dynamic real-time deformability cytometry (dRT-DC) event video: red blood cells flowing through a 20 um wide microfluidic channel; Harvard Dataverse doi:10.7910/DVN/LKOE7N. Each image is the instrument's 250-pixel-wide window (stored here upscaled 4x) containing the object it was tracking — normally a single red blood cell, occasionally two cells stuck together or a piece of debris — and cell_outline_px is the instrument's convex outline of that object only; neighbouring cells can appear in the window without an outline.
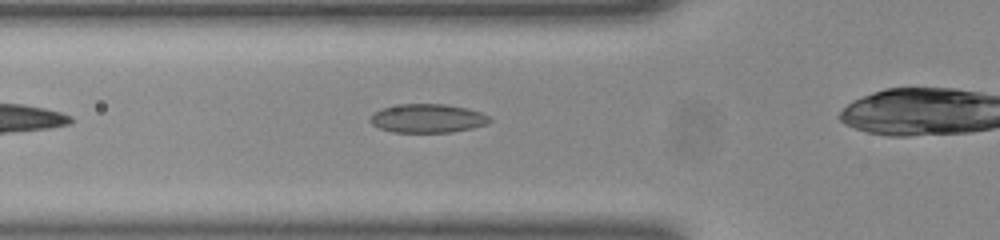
{"species": "common noctule bat (a hibernating species)", "species_latin": "Nyctalus noctula", "temperature_condition": "room temperature", "stored_images_in_passage": 27, "camera_frame_rate_fps": 3000, "um_per_image_px": 0.085, "animal": {"sex": "female", "body_mass_g": 23.0, "forearm_length_mm": 53.4}, "frame": {"image": 1, "passage_image": 3, "time_ms": 0.667, "image_size_px": [1000, 240], "cell_outline_px": [[492, 120], [488, 124], [472, 128], [452, 132], [392, 132], [380, 128], [372, 124], [368, 120], [376, 112], [384, 108], [400, 104], [444, 104], [468, 108], [480, 112], [488, 116]], "centroid_in_image_um": [36.38, 10.06], "position_along_channel_um": 89.4, "area_um2": 19.88}}
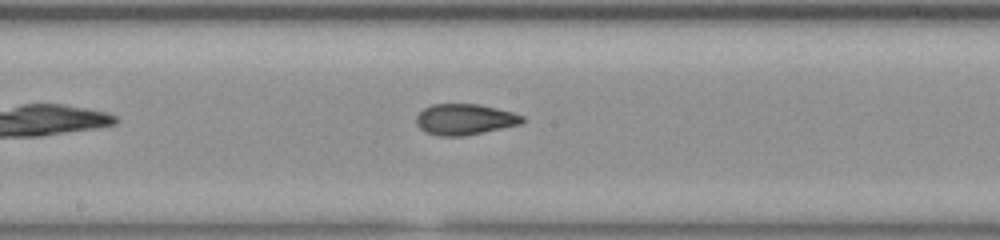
{"frame": {"image": 2, "passage_image": 12, "time_ms": 3.667, "image_size_px": [1000, 240], "cell_outline_px": [[524, 120], [520, 124], [464, 136], [440, 136], [428, 132], [420, 128], [416, 124], [416, 116], [424, 108], [432, 104], [480, 104], [512, 112], [524, 116]], "centroid_in_image_um": [39.49, 10.14], "position_along_channel_um": 208.7, "area_um2": 18.96}}
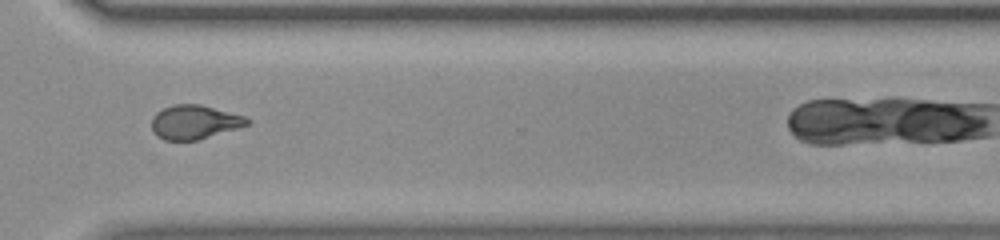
{"frame": {"image": 3, "passage_image": 23, "time_ms": 7.333, "image_size_px": [1000, 240], "cell_outline_px": [[252, 120], [248, 124], [236, 128], [196, 140], [164, 140], [156, 136], [152, 132], [152, 116], [156, 112], [172, 104], [200, 104], [244, 116]], "centroid_in_image_um": [16.48, 10.37], "position_along_channel_um": 354.1, "area_um2": 18.79}}